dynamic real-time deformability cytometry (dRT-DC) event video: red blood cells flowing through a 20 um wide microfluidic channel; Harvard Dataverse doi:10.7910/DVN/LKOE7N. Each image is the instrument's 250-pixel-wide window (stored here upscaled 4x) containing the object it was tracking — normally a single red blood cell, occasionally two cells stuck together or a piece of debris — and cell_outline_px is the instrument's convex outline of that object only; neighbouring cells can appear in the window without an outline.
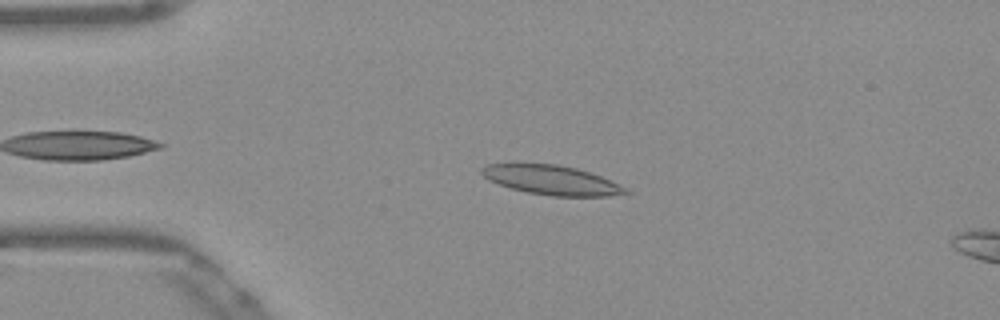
{"species": "Egyptian fruit bat (a non-hibernating species)", "species_latin": "Rousettus aegyptiacus", "temperature_condition": "warm", "stored_images_in_passage": 39, "camera_frame_rate_fps": 3000, "um_per_image_px": 0.085, "frame": {"image": 1, "passage_image": 3, "time_ms": 0.667, "image_size_px": [1000, 320], "cell_outline_px": [[632, 192], [608, 196], [552, 196], [528, 192], [512, 188], [488, 180], [480, 172], [480, 168], [488, 164], [556, 164], [576, 168], [600, 176], [628, 188]], "centroid_in_image_um": [46.9, 15.31], "position_along_channel_um": 38.1, "area_um2": 24.33}}
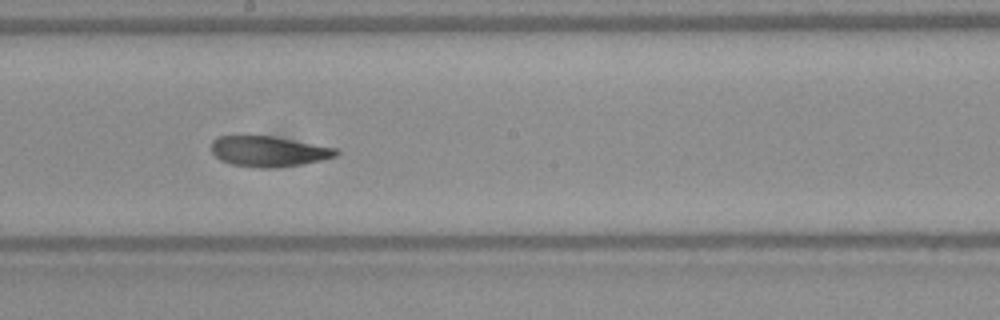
{"frame": {"image": 2, "passage_image": 20, "time_ms": 6.333, "image_size_px": [1000, 320], "cell_outline_px": [[340, 152], [336, 156], [324, 160], [300, 164], [268, 168], [260, 168], [232, 164], [220, 160], [212, 152], [212, 140], [220, 136], [272, 136], [336, 148]], "centroid_in_image_um": [22.84, 12.87], "position_along_channel_um": 225.4, "area_um2": 21.91}}
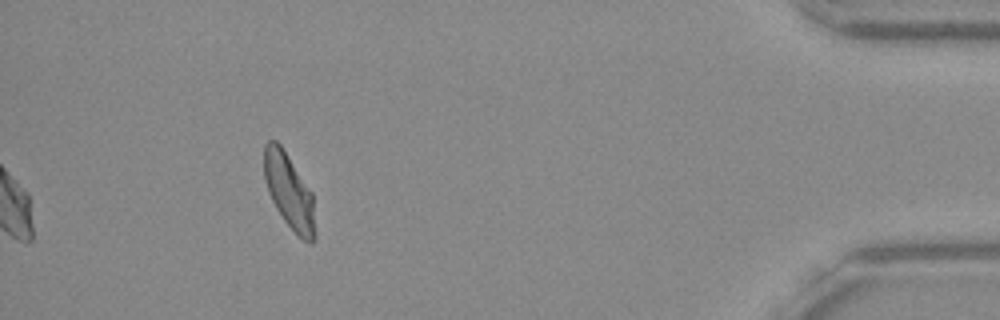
{"frame": {"image": 3, "passage_image": 39, "time_ms": 12.667, "image_size_px": [1000, 320], "cell_outline_px": [[316, 236], [312, 244], [304, 240], [284, 220], [276, 208], [268, 192], [264, 180], [264, 144], [268, 140], [276, 140], [280, 144], [312, 192], [316, 232]], "centroid_in_image_um": [24.57, 16.25], "position_along_channel_um": 410.6, "area_um2": 22.2}, "authors_computed_cell_mechanics": {"area_um2": 23.7558, "velocity_mm_per_s": 3.8579, "shape_relaxation_time_tau1_ms": 10.4008, "shape_relaxation_time_tau2_ms": 1.6451, "deformation_change_tau1": 0.2477, "deformation_change_tau2": 0.0717}}